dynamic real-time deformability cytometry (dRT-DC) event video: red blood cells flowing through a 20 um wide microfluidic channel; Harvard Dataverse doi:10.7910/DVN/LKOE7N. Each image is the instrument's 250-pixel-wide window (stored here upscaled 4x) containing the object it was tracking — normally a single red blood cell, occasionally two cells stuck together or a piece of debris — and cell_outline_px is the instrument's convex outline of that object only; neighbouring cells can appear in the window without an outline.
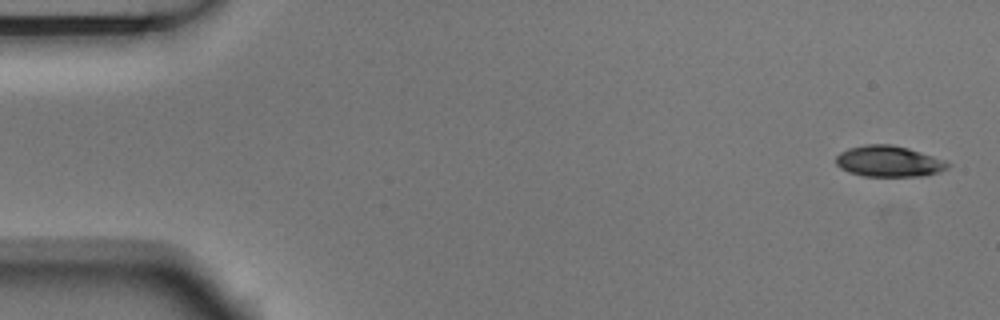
{"species": "Egyptian fruit bat (a non-hibernating species)", "species_latin": "Rousettus aegyptiacus", "temperature_condition": "room temperature", "stored_images_in_passage": 5, "camera_frame_rate_fps": 3000, "um_per_image_px": 0.085, "animal": {"sex": "male"}, "frame": {"image": 1, "passage_image": 1, "time_ms": 0.0, "image_size_px": [1000, 320], "cell_outline_px": [[952, 164], [948, 168], [940, 172], [924, 176], [864, 176], [848, 172], [840, 168], [836, 164], [836, 156], [840, 152], [848, 148], [868, 144], [892, 144], [908, 148], [944, 160]], "centroid_in_image_um": [75.55, 13.72], "position_along_channel_um": 9.5, "area_um2": 20.29}}
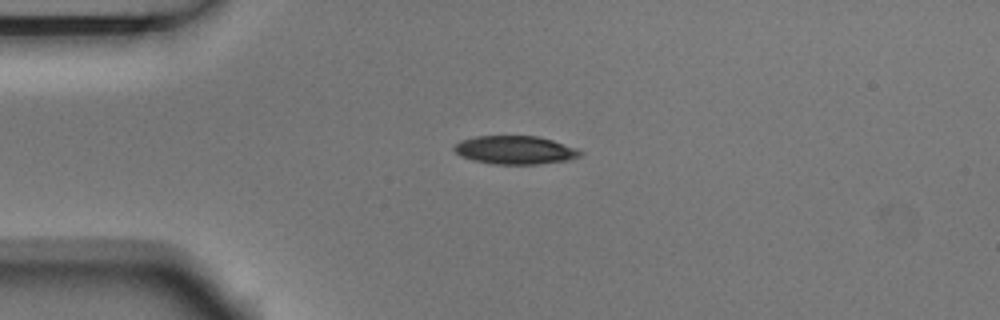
{"frame": {"image": 2, "passage_image": 4, "time_ms": 1.0, "image_size_px": [1000, 320], "cell_outline_px": [[584, 152], [580, 156], [572, 160], [536, 164], [496, 164], [472, 160], [460, 156], [452, 148], [460, 140], [476, 136], [536, 136], [552, 140], [576, 148]], "centroid_in_image_um": [43.79, 12.75], "position_along_channel_um": 41.2, "area_um2": 20.87}}